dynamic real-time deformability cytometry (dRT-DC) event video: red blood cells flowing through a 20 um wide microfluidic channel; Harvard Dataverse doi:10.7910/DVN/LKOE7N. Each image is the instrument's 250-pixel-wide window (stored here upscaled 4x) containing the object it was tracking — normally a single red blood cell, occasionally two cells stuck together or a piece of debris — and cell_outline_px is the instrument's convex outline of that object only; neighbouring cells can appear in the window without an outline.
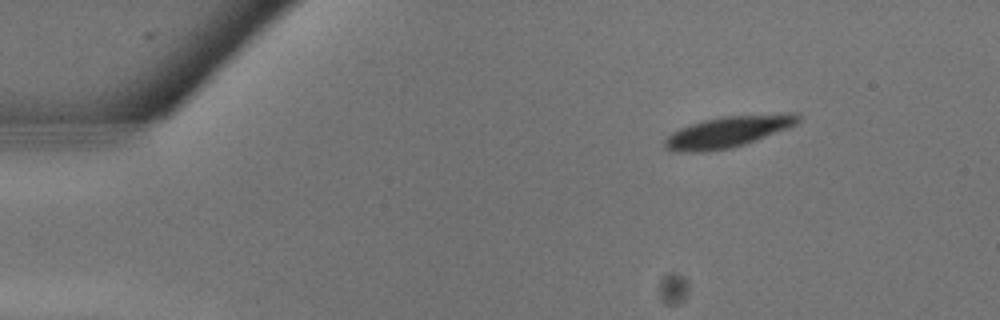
{"species": "common noctule bat (a hibernating species)", "species_latin": "Nyctalus noctula", "temperature_condition": "warm", "stored_images_in_passage": 13, "camera_frame_rate_fps": 3000, "um_per_image_px": 0.085, "animal": {"sex": "male", "body_mass_g": 13.3}, "frame": {"image": 1, "passage_image": 3, "time_ms": 0.667, "image_size_px": [1000, 320], "cell_outline_px": [[800, 120], [796, 124], [788, 128], [744, 144], [732, 148], [708, 152], [672, 152], [664, 148], [664, 140], [672, 132], [680, 128], [704, 120], [720, 116], [788, 112], [796, 112], [800, 116]], "centroid_in_image_um": [61.88, 11.19], "position_along_channel_um": 23.1, "area_um2": 24.62}}
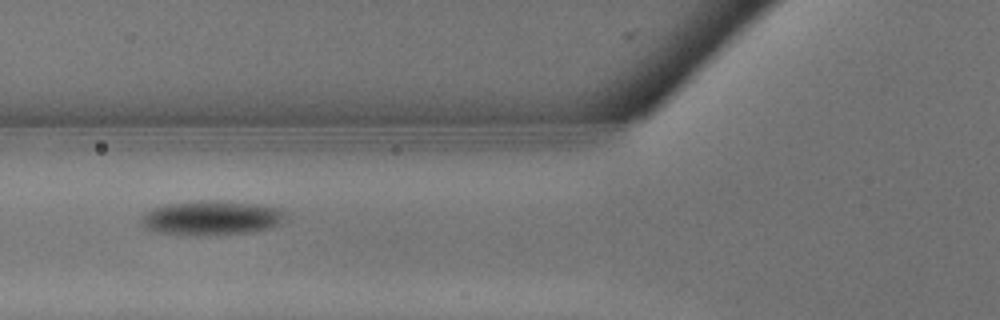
{"frame": {"image": 2, "passage_image": 10, "time_ms": 3.0, "image_size_px": [1000, 320], "cell_outline_px": [[284, 220], [280, 224], [268, 228], [244, 232], [208, 236], [188, 236], [156, 232], [144, 228], [140, 224], [140, 220], [152, 208], [168, 204], [200, 200], [216, 200], [256, 204], [280, 208], [284, 212]], "centroid_in_image_um": [17.93, 18.53], "position_along_channel_um": 107.9, "area_um2": 29.07}}
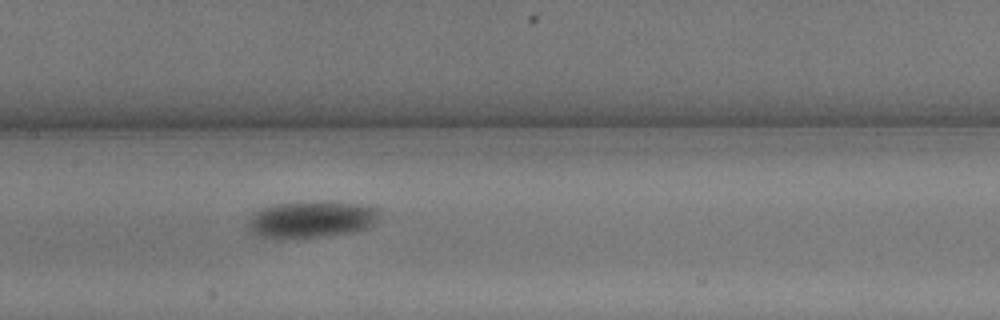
{"frame": {"image": 3, "passage_image": 13, "time_ms": 4.0, "image_size_px": [1000, 320], "cell_outline_px": [[380, 216], [368, 228], [352, 232], [324, 236], [280, 240], [252, 236], [248, 232], [244, 224], [252, 212], [260, 208], [272, 204], [300, 200], [320, 200], [368, 204], [380, 208]], "centroid_in_image_um": [26.36, 18.63], "position_along_channel_um": 181.0, "area_um2": 30.06}}